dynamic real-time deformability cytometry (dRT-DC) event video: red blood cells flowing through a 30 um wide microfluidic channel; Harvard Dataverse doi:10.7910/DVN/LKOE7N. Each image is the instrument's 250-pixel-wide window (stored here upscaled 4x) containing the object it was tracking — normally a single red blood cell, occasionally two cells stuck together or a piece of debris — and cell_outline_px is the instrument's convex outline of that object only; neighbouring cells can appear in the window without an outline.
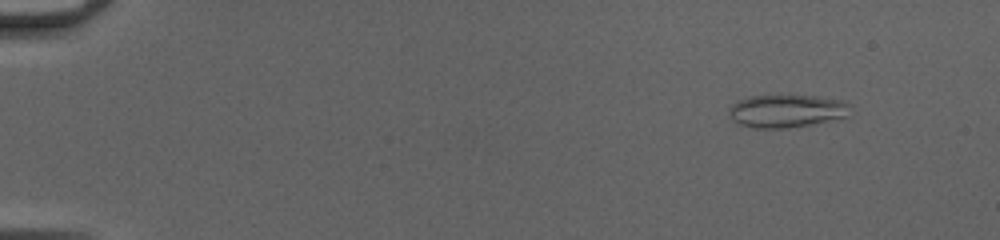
{"species": "common noctule bat (a hibernating species)", "species_latin": "Nyctalus noctula", "temperature_condition": "cold", "stored_images_in_passage": 49, "camera_frame_rate_fps": 3000, "um_per_image_px": 0.085, "animal": {"sex": "female", "body_mass_g": 20.0, "forearm_length_mm": 54.0}, "frame": {"image": 1, "passage_image": 6, "time_ms": 1.667, "image_size_px": [1000, 240], "cell_outline_px": [[852, 104], [848, 116], [788, 128], [756, 128], [736, 124], [732, 120], [728, 112], [728, 108], [732, 104], [748, 96], [816, 96], [844, 100]], "centroid_in_image_um": [66.85, 9.43], "position_along_channel_um": 18.2, "area_um2": 23.24}}
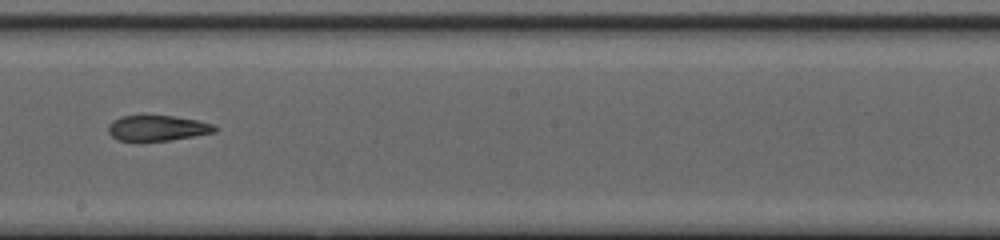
{"frame": {"image": 2, "passage_image": 31, "time_ms": 10.0, "image_size_px": [1000, 240], "cell_outline_px": [[220, 128], [216, 132], [168, 140], [116, 140], [108, 132], [108, 124], [112, 120], [120, 116], [144, 112], [172, 116], [196, 120], [216, 124]], "centroid_in_image_um": [13.35, 10.82], "position_along_channel_um": 234.8, "area_um2": 16.47}}
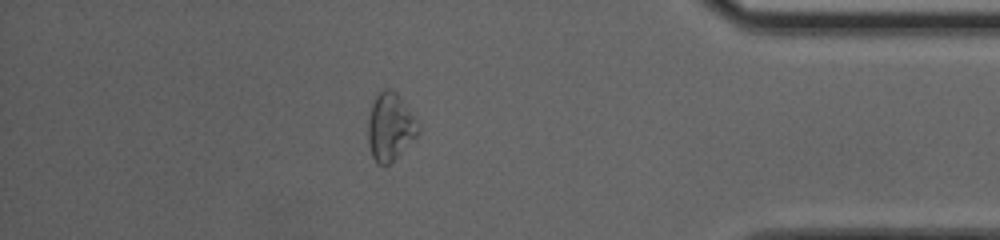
{"frame": {"image": 3, "passage_image": 45, "time_ms": 14.667, "image_size_px": [1000, 240], "cell_outline_px": [[420, 132], [388, 164], [376, 164], [372, 156], [368, 144], [368, 120], [372, 104], [376, 96], [384, 88], [388, 88], [396, 92], [400, 96], [416, 116], [420, 124]], "centroid_in_image_um": [33.18, 10.75], "position_along_channel_um": 402.0, "area_um2": 19.77}, "authors_computed_cell_mechanics": {"area_um2": 18.785, "velocity_mm_per_s": 4.1981, "shape_relaxation_time_tau1_ms": null, "shape_relaxation_time_tau2_ms": 3.6084, "deformation_change_tau1": null, "deformation_change_tau2": 0.1212}}